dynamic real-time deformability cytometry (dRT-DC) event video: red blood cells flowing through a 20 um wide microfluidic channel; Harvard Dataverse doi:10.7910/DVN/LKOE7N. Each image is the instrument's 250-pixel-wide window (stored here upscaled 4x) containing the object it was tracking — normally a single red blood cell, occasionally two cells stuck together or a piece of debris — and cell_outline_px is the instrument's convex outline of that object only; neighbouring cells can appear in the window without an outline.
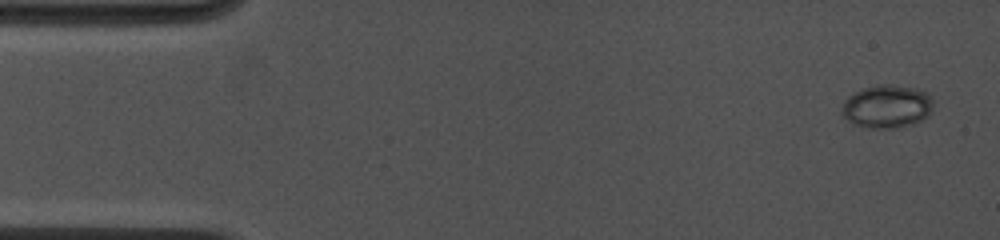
{"species": "common noctule bat (a hibernating species)", "species_latin": "Nyctalus noctula", "temperature_condition": "cold", "stored_images_in_passage": 6, "camera_frame_rate_fps": 4500, "um_per_image_px": 0.085, "animal": {"sex": "female", "body_mass_g": 19.0, "forearm_length_mm": 53.3}, "frame": {"image": 1, "passage_image": 1, "time_ms": 0.0, "image_size_px": [1000, 240], "cell_outline_px": [[932, 108], [928, 116], [912, 124], [900, 128], [872, 128], [852, 124], [840, 112], [840, 108], [844, 100], [848, 96], [864, 88], [880, 84], [892, 84], [916, 88], [928, 92], [932, 100]], "centroid_in_image_um": [75.38, 9.05], "position_along_channel_um": 9.6, "area_um2": 23.18}}
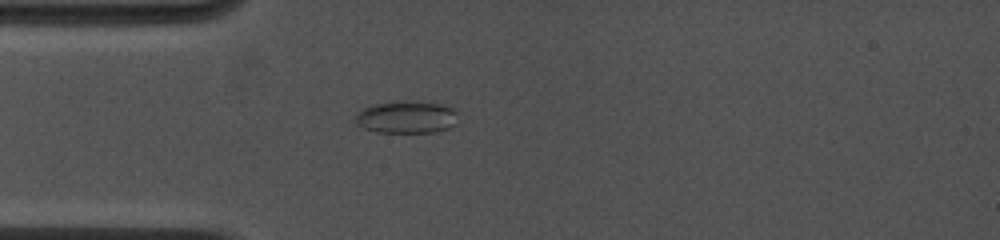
{"frame": {"image": 2, "passage_image": 5, "time_ms": 3.778, "image_size_px": [1000, 240], "cell_outline_px": [[456, 124], [448, 128], [432, 132], [376, 132], [364, 128], [356, 124], [356, 116], [364, 108], [372, 104], [396, 100], [404, 100], [444, 104], [452, 108], [456, 112]], "centroid_in_image_um": [34.55, 9.94], "position_along_channel_um": 50.4, "area_um2": 19.42}}